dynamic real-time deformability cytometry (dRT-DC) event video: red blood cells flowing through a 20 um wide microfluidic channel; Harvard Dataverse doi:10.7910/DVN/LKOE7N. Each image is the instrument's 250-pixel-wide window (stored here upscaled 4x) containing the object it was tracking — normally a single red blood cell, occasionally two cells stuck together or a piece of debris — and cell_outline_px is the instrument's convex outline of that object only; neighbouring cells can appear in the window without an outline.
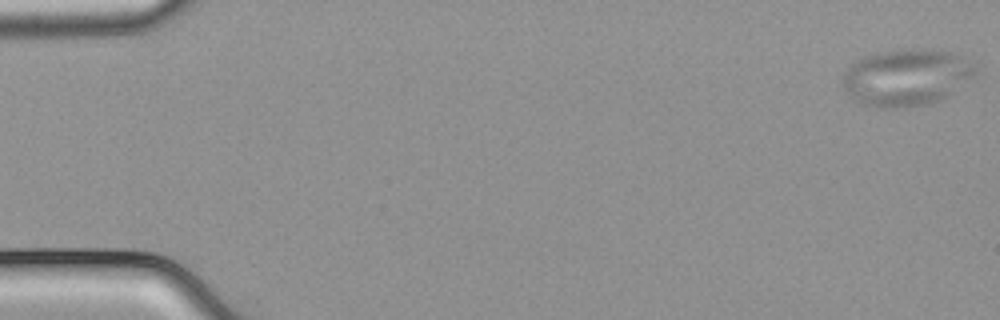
{"species": "common noctule bat (a hibernating species)", "species_latin": "Nyctalus noctula", "temperature_condition": "cold", "stored_images_in_passage": 54, "camera_frame_rate_fps": 3000, "um_per_image_px": 0.085, "animal": {"sex": "male", "body_mass_g": 21.5, "forearm_length_mm": 52.0}, "frame": {"image": 1, "passage_image": 1, "time_ms": 0.0, "image_size_px": [1000, 320], "cell_outline_px": [[976, 72], [972, 76], [944, 96], [928, 104], [904, 108], [880, 108], [860, 104], [852, 100], [840, 84], [840, 76], [852, 64], [864, 56], [880, 52], [908, 48], [924, 48], [948, 52], [960, 56], [976, 68]], "centroid_in_image_um": [76.91, 6.58], "position_along_channel_um": 8.1, "area_um2": 43.7}}
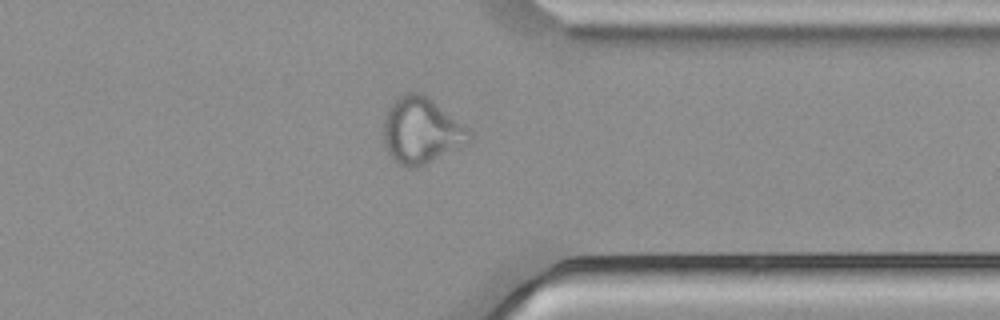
{"frame": {"image": 2, "passage_image": 42, "time_ms": 13.667, "image_size_px": [1000, 320], "cell_outline_px": [[468, 140], [424, 164], [412, 168], [400, 164], [392, 160], [384, 144], [384, 120], [388, 108], [400, 96], [408, 92], [424, 92], [464, 128], [468, 132]], "centroid_in_image_um": [35.69, 11.07], "position_along_channel_um": 375.7, "area_um2": 31.5}}
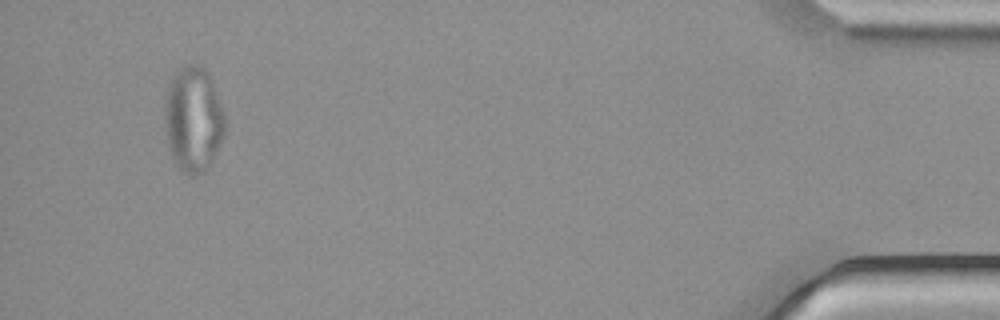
{"frame": {"image": 3, "passage_image": 51, "time_ms": 16.667, "image_size_px": [1000, 320], "cell_outline_px": [[228, 124], [224, 136], [220, 144], [204, 172], [192, 176], [188, 176], [176, 164], [172, 156], [168, 144], [164, 128], [164, 104], [168, 88], [172, 76], [180, 68], [188, 64], [200, 64], [208, 72], [224, 112]], "centroid_in_image_um": [16.43, 10.13], "position_along_channel_um": 418.8, "area_um2": 37.22}}